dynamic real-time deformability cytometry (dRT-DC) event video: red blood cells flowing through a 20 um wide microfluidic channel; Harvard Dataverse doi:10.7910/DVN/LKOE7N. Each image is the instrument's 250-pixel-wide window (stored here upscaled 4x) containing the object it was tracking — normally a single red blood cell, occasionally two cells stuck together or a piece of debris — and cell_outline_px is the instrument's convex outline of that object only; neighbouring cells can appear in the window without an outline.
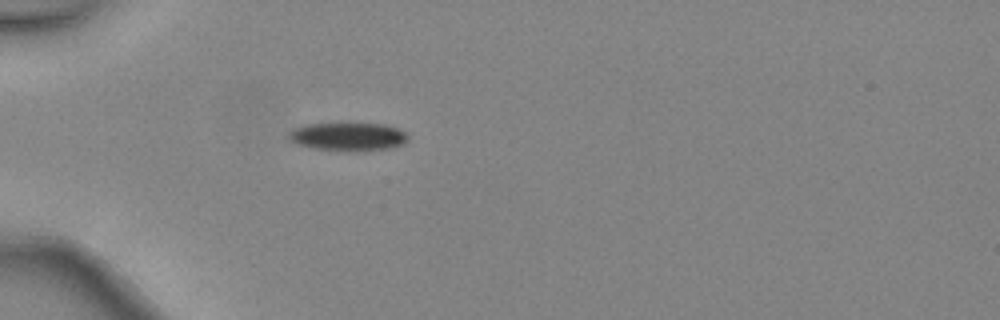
{"species": "common noctule bat (a hibernating species)", "species_latin": "Nyctalus noctula", "temperature_condition": "warm", "stored_images_in_passage": 3, "camera_frame_rate_fps": 3000, "um_per_image_px": 0.085, "animal": {"sex": "female", "body_mass_g": 24.6, "forearm_length_mm": 56.2}, "frame": {"image": 1, "passage_image": 3, "time_ms": 0.667, "image_size_px": [1000, 320], "cell_outline_px": [[408, 140], [404, 144], [388, 148], [312, 148], [296, 144], [288, 136], [292, 128], [304, 124], [384, 124], [396, 128], [404, 132], [408, 136]], "centroid_in_image_um": [29.56, 11.56], "position_along_channel_um": 55.4, "area_um2": 18.5}}